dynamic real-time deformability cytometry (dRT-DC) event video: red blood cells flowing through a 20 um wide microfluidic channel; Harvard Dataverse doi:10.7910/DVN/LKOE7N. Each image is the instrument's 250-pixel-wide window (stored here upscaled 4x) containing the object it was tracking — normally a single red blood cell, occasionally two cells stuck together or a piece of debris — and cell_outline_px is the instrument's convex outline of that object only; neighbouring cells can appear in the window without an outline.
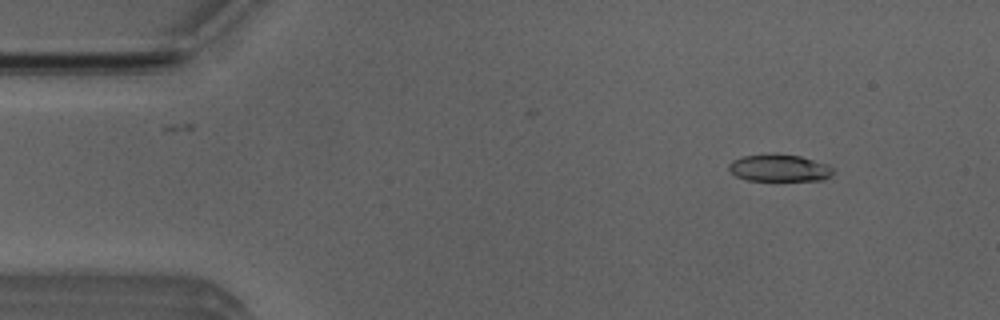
{"species": "Egyptian fruit bat (a non-hibernating species)", "species_latin": "Rousettus aegyptiacus", "temperature_condition": "room temperature", "stored_images_in_passage": 52, "camera_frame_rate_fps": 3000, "um_per_image_px": 0.085, "animal": {"sex": "male"}, "frame": {"image": 1, "passage_image": 5, "time_ms": 1.333, "image_size_px": [1000, 320], "cell_outline_px": [[832, 172], [824, 180], [748, 180], [736, 176], [728, 168], [728, 164], [732, 160], [744, 156], [800, 156], [828, 164], [832, 168]], "centroid_in_image_um": [66.24, 14.31], "position_along_channel_um": 18.8, "area_um2": 15.72}}
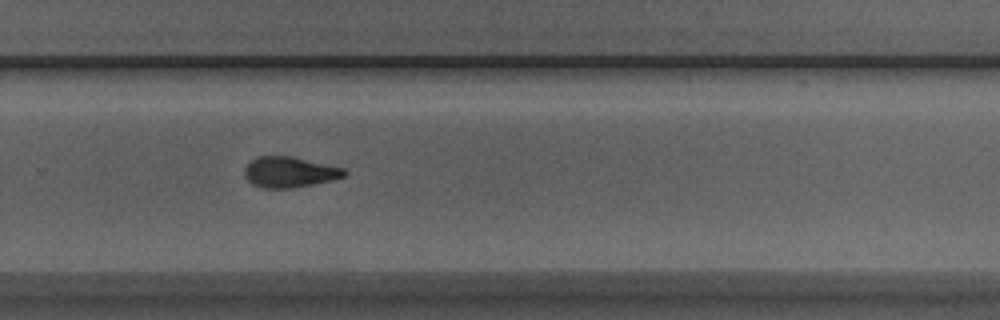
{"frame": {"image": 2, "passage_image": 34, "time_ms": 11.0, "image_size_px": [1000, 320], "cell_outline_px": [[348, 172], [344, 176], [332, 180], [288, 188], [260, 188], [252, 184], [244, 176], [244, 168], [256, 156], [292, 156], [344, 168]], "centroid_in_image_um": [24.58, 14.62], "position_along_channel_um": 305.2, "area_um2": 17.74}}
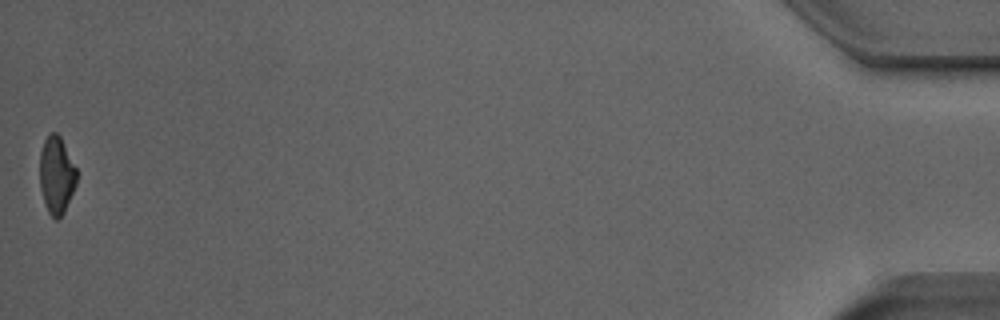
{"frame": {"image": 3, "passage_image": 52, "time_ms": 17.0, "image_size_px": [1000, 320], "cell_outline_px": [[76, 184], [64, 212], [56, 220], [48, 212], [44, 204], [40, 188], [40, 152], [44, 140], [52, 132], [56, 132], [60, 136], [76, 168]], "centroid_in_image_um": [4.79, 14.89], "position_along_channel_um": 430.4, "area_um2": 16.47}, "authors_computed_cell_mechanics": {"area_um2": 17.6868, "velocity_mm_per_s": 3.8395, "shape_relaxation_time_tau1_ms": 7.2725, "shape_relaxation_time_tau2_ms": 3.2952, "deformation_change_tau1": 0.2188, "deformation_change_tau2": 0.1052}}